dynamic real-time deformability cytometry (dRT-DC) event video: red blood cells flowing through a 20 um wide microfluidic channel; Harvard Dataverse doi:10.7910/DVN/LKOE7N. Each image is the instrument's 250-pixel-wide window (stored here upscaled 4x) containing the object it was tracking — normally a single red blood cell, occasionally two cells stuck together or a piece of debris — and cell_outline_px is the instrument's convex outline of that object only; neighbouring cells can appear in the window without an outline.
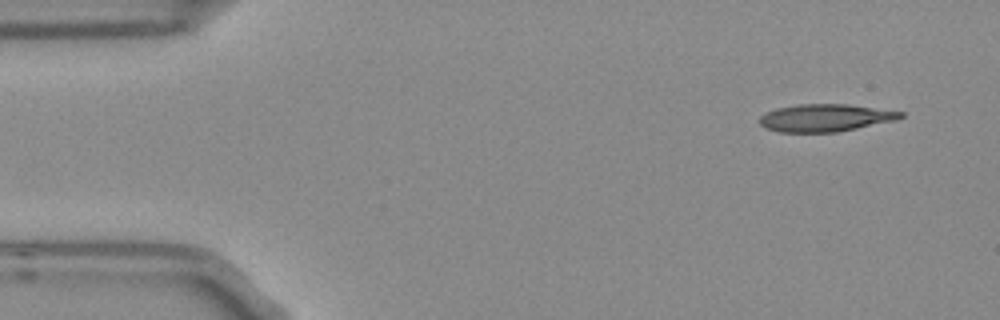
{"species": "Egyptian fruit bat (a non-hibernating species)", "species_latin": "Rousettus aegyptiacus", "temperature_condition": "room temperature", "stored_images_in_passage": 4, "camera_frame_rate_fps": 3000, "um_per_image_px": 0.085, "frame": {"image": 1, "passage_image": 1, "time_ms": 0.0, "image_size_px": [1000, 320], "cell_outline_px": [[904, 116], [896, 120], [836, 132], [780, 132], [764, 128], [760, 124], [760, 116], [764, 112], [776, 108], [800, 104], [848, 104], [904, 112]], "centroid_in_image_um": [70.12, 10.01], "position_along_channel_um": 14.9, "area_um2": 22.54}}
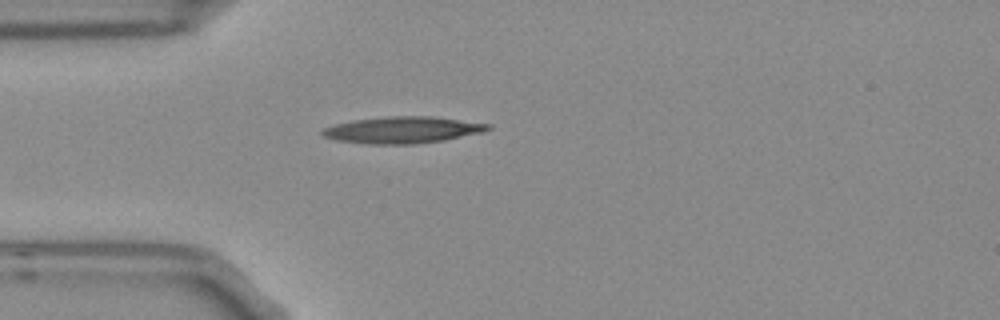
{"frame": {"image": 2, "passage_image": 4, "time_ms": 1.0, "image_size_px": [1000, 320], "cell_outline_px": [[492, 128], [484, 132], [444, 140], [412, 144], [368, 144], [336, 140], [324, 136], [320, 132], [324, 128], [336, 124], [352, 120], [392, 116], [432, 116], [492, 124]], "centroid_in_image_um": [34.26, 11.04], "position_along_channel_um": 50.7, "area_um2": 25.66}}